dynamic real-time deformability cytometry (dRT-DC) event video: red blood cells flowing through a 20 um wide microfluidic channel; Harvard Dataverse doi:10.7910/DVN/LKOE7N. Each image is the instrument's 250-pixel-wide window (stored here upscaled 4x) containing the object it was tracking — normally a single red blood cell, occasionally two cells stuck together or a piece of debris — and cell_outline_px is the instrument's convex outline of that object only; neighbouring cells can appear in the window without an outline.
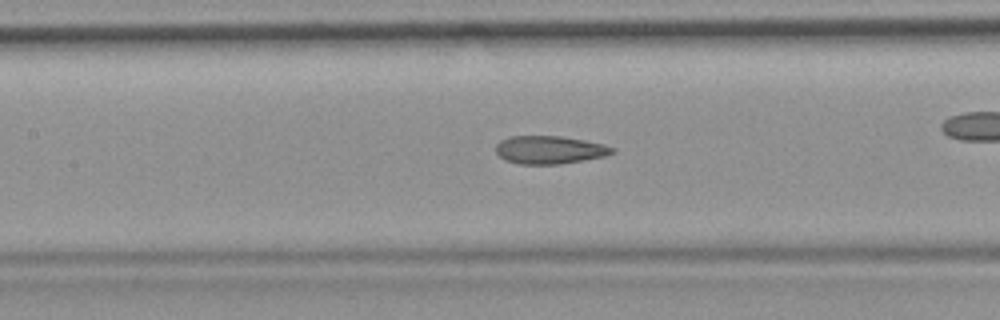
{"species": "common noctule bat (a hibernating species)", "species_latin": "Nyctalus noctula", "temperature_condition": "room temperature", "stored_images_in_passage": 36, "camera_frame_rate_fps": 3000, "um_per_image_px": 0.085, "animal": {"sex": "female", "body_mass_g": 19.9}, "frame": {"image": 1, "passage_image": 6, "time_ms": 1.667, "image_size_px": [1000, 320], "cell_outline_px": [[616, 152], [604, 156], [584, 160], [560, 164], [516, 164], [504, 160], [496, 152], [496, 144], [500, 140], [508, 136], [560, 136], [584, 140], [604, 144], [616, 148]], "centroid_in_image_um": [46.71, 12.74], "position_along_channel_um": 160.7, "area_um2": 19.19}, "authors_computed_cell_mechanics": {"area_um2": 19.3052, "velocity_mm_per_s": 3.7578, "shape_relaxation_time_tau1_ms": null, "shape_relaxation_time_tau2_ms": 2.4516, "deformation_change_tau1": null, "deformation_change_tau2": 0.071}}